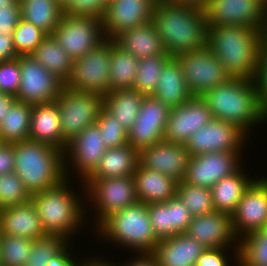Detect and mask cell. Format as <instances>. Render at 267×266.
<instances>
[{"label": "cell", "mask_w": 267, "mask_h": 266, "mask_svg": "<svg viewBox=\"0 0 267 266\" xmlns=\"http://www.w3.org/2000/svg\"><path fill=\"white\" fill-rule=\"evenodd\" d=\"M18 57L13 45V35L0 33V62L11 61Z\"/></svg>", "instance_id": "cell-52"}, {"label": "cell", "mask_w": 267, "mask_h": 266, "mask_svg": "<svg viewBox=\"0 0 267 266\" xmlns=\"http://www.w3.org/2000/svg\"><path fill=\"white\" fill-rule=\"evenodd\" d=\"M29 140L66 150L68 143L61 134L60 111L55 101L32 105Z\"/></svg>", "instance_id": "cell-26"}, {"label": "cell", "mask_w": 267, "mask_h": 266, "mask_svg": "<svg viewBox=\"0 0 267 266\" xmlns=\"http://www.w3.org/2000/svg\"><path fill=\"white\" fill-rule=\"evenodd\" d=\"M14 145V172L31 195L55 187L66 179L65 156L61 149L32 140Z\"/></svg>", "instance_id": "cell-5"}, {"label": "cell", "mask_w": 267, "mask_h": 266, "mask_svg": "<svg viewBox=\"0 0 267 266\" xmlns=\"http://www.w3.org/2000/svg\"><path fill=\"white\" fill-rule=\"evenodd\" d=\"M171 58L169 54H160L139 59L133 89L143 95H152L158 86L163 67Z\"/></svg>", "instance_id": "cell-37"}, {"label": "cell", "mask_w": 267, "mask_h": 266, "mask_svg": "<svg viewBox=\"0 0 267 266\" xmlns=\"http://www.w3.org/2000/svg\"><path fill=\"white\" fill-rule=\"evenodd\" d=\"M249 139L235 124L213 118L196 131L185 145L190 156L209 152H242Z\"/></svg>", "instance_id": "cell-15"}, {"label": "cell", "mask_w": 267, "mask_h": 266, "mask_svg": "<svg viewBox=\"0 0 267 266\" xmlns=\"http://www.w3.org/2000/svg\"><path fill=\"white\" fill-rule=\"evenodd\" d=\"M52 35L73 59L81 58L107 38L102 19L64 13Z\"/></svg>", "instance_id": "cell-10"}, {"label": "cell", "mask_w": 267, "mask_h": 266, "mask_svg": "<svg viewBox=\"0 0 267 266\" xmlns=\"http://www.w3.org/2000/svg\"><path fill=\"white\" fill-rule=\"evenodd\" d=\"M95 232L102 241L104 239L108 244L122 246L136 255L151 254L159 243L150 222L147 204L139 201L111 214Z\"/></svg>", "instance_id": "cell-6"}, {"label": "cell", "mask_w": 267, "mask_h": 266, "mask_svg": "<svg viewBox=\"0 0 267 266\" xmlns=\"http://www.w3.org/2000/svg\"><path fill=\"white\" fill-rule=\"evenodd\" d=\"M32 105L16 101L0 124V141L29 140Z\"/></svg>", "instance_id": "cell-36"}, {"label": "cell", "mask_w": 267, "mask_h": 266, "mask_svg": "<svg viewBox=\"0 0 267 266\" xmlns=\"http://www.w3.org/2000/svg\"><path fill=\"white\" fill-rule=\"evenodd\" d=\"M115 42L137 59L168 54L152 21L123 32Z\"/></svg>", "instance_id": "cell-29"}, {"label": "cell", "mask_w": 267, "mask_h": 266, "mask_svg": "<svg viewBox=\"0 0 267 266\" xmlns=\"http://www.w3.org/2000/svg\"><path fill=\"white\" fill-rule=\"evenodd\" d=\"M111 46L112 40L106 39L83 57L73 60L71 73L64 86L101 96L109 93Z\"/></svg>", "instance_id": "cell-8"}, {"label": "cell", "mask_w": 267, "mask_h": 266, "mask_svg": "<svg viewBox=\"0 0 267 266\" xmlns=\"http://www.w3.org/2000/svg\"><path fill=\"white\" fill-rule=\"evenodd\" d=\"M233 229L241 239L248 234L267 228V177L256 179L246 189L232 215Z\"/></svg>", "instance_id": "cell-17"}, {"label": "cell", "mask_w": 267, "mask_h": 266, "mask_svg": "<svg viewBox=\"0 0 267 266\" xmlns=\"http://www.w3.org/2000/svg\"><path fill=\"white\" fill-rule=\"evenodd\" d=\"M20 86L17 101L30 105L49 103L59 96L64 83L30 55H19Z\"/></svg>", "instance_id": "cell-14"}, {"label": "cell", "mask_w": 267, "mask_h": 266, "mask_svg": "<svg viewBox=\"0 0 267 266\" xmlns=\"http://www.w3.org/2000/svg\"><path fill=\"white\" fill-rule=\"evenodd\" d=\"M85 204L95 211L92 223L95 229L111 214L138 202L134 177L86 179ZM88 198V199H87ZM88 203H90L88 205ZM93 206V207H92Z\"/></svg>", "instance_id": "cell-7"}, {"label": "cell", "mask_w": 267, "mask_h": 266, "mask_svg": "<svg viewBox=\"0 0 267 266\" xmlns=\"http://www.w3.org/2000/svg\"><path fill=\"white\" fill-rule=\"evenodd\" d=\"M157 0H109L102 19L107 39L115 40L133 27L152 21Z\"/></svg>", "instance_id": "cell-19"}, {"label": "cell", "mask_w": 267, "mask_h": 266, "mask_svg": "<svg viewBox=\"0 0 267 266\" xmlns=\"http://www.w3.org/2000/svg\"><path fill=\"white\" fill-rule=\"evenodd\" d=\"M109 0H71L64 13L103 19Z\"/></svg>", "instance_id": "cell-47"}, {"label": "cell", "mask_w": 267, "mask_h": 266, "mask_svg": "<svg viewBox=\"0 0 267 266\" xmlns=\"http://www.w3.org/2000/svg\"><path fill=\"white\" fill-rule=\"evenodd\" d=\"M133 177L139 202L160 203L176 196L178 182L167 175L148 170L138 164Z\"/></svg>", "instance_id": "cell-27"}, {"label": "cell", "mask_w": 267, "mask_h": 266, "mask_svg": "<svg viewBox=\"0 0 267 266\" xmlns=\"http://www.w3.org/2000/svg\"><path fill=\"white\" fill-rule=\"evenodd\" d=\"M33 243V239L0 235V266H24Z\"/></svg>", "instance_id": "cell-40"}, {"label": "cell", "mask_w": 267, "mask_h": 266, "mask_svg": "<svg viewBox=\"0 0 267 266\" xmlns=\"http://www.w3.org/2000/svg\"><path fill=\"white\" fill-rule=\"evenodd\" d=\"M213 119L206 101L193 96L177 108L170 109L164 140L185 145L190 137Z\"/></svg>", "instance_id": "cell-20"}, {"label": "cell", "mask_w": 267, "mask_h": 266, "mask_svg": "<svg viewBox=\"0 0 267 266\" xmlns=\"http://www.w3.org/2000/svg\"><path fill=\"white\" fill-rule=\"evenodd\" d=\"M46 36L41 29L21 19L13 32V45L18 55H31Z\"/></svg>", "instance_id": "cell-43"}, {"label": "cell", "mask_w": 267, "mask_h": 266, "mask_svg": "<svg viewBox=\"0 0 267 266\" xmlns=\"http://www.w3.org/2000/svg\"><path fill=\"white\" fill-rule=\"evenodd\" d=\"M176 195L185 204L193 217L215 211L210 188L196 186L182 181L177 184Z\"/></svg>", "instance_id": "cell-39"}, {"label": "cell", "mask_w": 267, "mask_h": 266, "mask_svg": "<svg viewBox=\"0 0 267 266\" xmlns=\"http://www.w3.org/2000/svg\"><path fill=\"white\" fill-rule=\"evenodd\" d=\"M265 30L239 25L208 26L207 47L231 78L254 80Z\"/></svg>", "instance_id": "cell-2"}, {"label": "cell", "mask_w": 267, "mask_h": 266, "mask_svg": "<svg viewBox=\"0 0 267 266\" xmlns=\"http://www.w3.org/2000/svg\"><path fill=\"white\" fill-rule=\"evenodd\" d=\"M72 183L71 179H65L55 187L33 194L31 198L45 234L64 236L69 241L73 240V235L80 234V230L84 229L81 227L88 224L85 219L88 211L84 205V183L81 181L82 194L75 192L70 186Z\"/></svg>", "instance_id": "cell-4"}, {"label": "cell", "mask_w": 267, "mask_h": 266, "mask_svg": "<svg viewBox=\"0 0 267 266\" xmlns=\"http://www.w3.org/2000/svg\"><path fill=\"white\" fill-rule=\"evenodd\" d=\"M132 257L128 261L126 259L125 263H116V266H158L155 258L151 254H137V256L134 254Z\"/></svg>", "instance_id": "cell-53"}, {"label": "cell", "mask_w": 267, "mask_h": 266, "mask_svg": "<svg viewBox=\"0 0 267 266\" xmlns=\"http://www.w3.org/2000/svg\"><path fill=\"white\" fill-rule=\"evenodd\" d=\"M192 96L202 97L212 88L227 82L231 77L217 57L206 46L174 57Z\"/></svg>", "instance_id": "cell-11"}, {"label": "cell", "mask_w": 267, "mask_h": 266, "mask_svg": "<svg viewBox=\"0 0 267 266\" xmlns=\"http://www.w3.org/2000/svg\"><path fill=\"white\" fill-rule=\"evenodd\" d=\"M139 165L167 175L176 182L183 181L190 159L186 145L160 141L138 152Z\"/></svg>", "instance_id": "cell-21"}, {"label": "cell", "mask_w": 267, "mask_h": 266, "mask_svg": "<svg viewBox=\"0 0 267 266\" xmlns=\"http://www.w3.org/2000/svg\"><path fill=\"white\" fill-rule=\"evenodd\" d=\"M16 101L17 98L15 95L0 93V124L4 121L5 116L9 113Z\"/></svg>", "instance_id": "cell-54"}, {"label": "cell", "mask_w": 267, "mask_h": 266, "mask_svg": "<svg viewBox=\"0 0 267 266\" xmlns=\"http://www.w3.org/2000/svg\"><path fill=\"white\" fill-rule=\"evenodd\" d=\"M139 59L112 40L110 58V91L133 89Z\"/></svg>", "instance_id": "cell-35"}, {"label": "cell", "mask_w": 267, "mask_h": 266, "mask_svg": "<svg viewBox=\"0 0 267 266\" xmlns=\"http://www.w3.org/2000/svg\"><path fill=\"white\" fill-rule=\"evenodd\" d=\"M69 242L64 236L49 234L34 240L24 266H46Z\"/></svg>", "instance_id": "cell-41"}, {"label": "cell", "mask_w": 267, "mask_h": 266, "mask_svg": "<svg viewBox=\"0 0 267 266\" xmlns=\"http://www.w3.org/2000/svg\"><path fill=\"white\" fill-rule=\"evenodd\" d=\"M173 4H178L186 7H193L205 11L209 0H163Z\"/></svg>", "instance_id": "cell-55"}, {"label": "cell", "mask_w": 267, "mask_h": 266, "mask_svg": "<svg viewBox=\"0 0 267 266\" xmlns=\"http://www.w3.org/2000/svg\"><path fill=\"white\" fill-rule=\"evenodd\" d=\"M144 96L134 89L110 91L103 96V108L128 132L136 121Z\"/></svg>", "instance_id": "cell-32"}, {"label": "cell", "mask_w": 267, "mask_h": 266, "mask_svg": "<svg viewBox=\"0 0 267 266\" xmlns=\"http://www.w3.org/2000/svg\"><path fill=\"white\" fill-rule=\"evenodd\" d=\"M58 4L65 9L71 2V0H56Z\"/></svg>", "instance_id": "cell-58"}, {"label": "cell", "mask_w": 267, "mask_h": 266, "mask_svg": "<svg viewBox=\"0 0 267 266\" xmlns=\"http://www.w3.org/2000/svg\"><path fill=\"white\" fill-rule=\"evenodd\" d=\"M15 168V145L0 141V176L13 173Z\"/></svg>", "instance_id": "cell-50"}, {"label": "cell", "mask_w": 267, "mask_h": 266, "mask_svg": "<svg viewBox=\"0 0 267 266\" xmlns=\"http://www.w3.org/2000/svg\"><path fill=\"white\" fill-rule=\"evenodd\" d=\"M73 242H69L55 257H53L46 266H83L84 261L76 260L71 251ZM70 249V250H69ZM74 256V257H73Z\"/></svg>", "instance_id": "cell-51"}, {"label": "cell", "mask_w": 267, "mask_h": 266, "mask_svg": "<svg viewBox=\"0 0 267 266\" xmlns=\"http://www.w3.org/2000/svg\"><path fill=\"white\" fill-rule=\"evenodd\" d=\"M23 20L52 35L64 14L56 0H19Z\"/></svg>", "instance_id": "cell-33"}, {"label": "cell", "mask_w": 267, "mask_h": 266, "mask_svg": "<svg viewBox=\"0 0 267 266\" xmlns=\"http://www.w3.org/2000/svg\"><path fill=\"white\" fill-rule=\"evenodd\" d=\"M30 56L48 71L52 72L63 83L68 79L73 59L57 43L53 35H47Z\"/></svg>", "instance_id": "cell-34"}, {"label": "cell", "mask_w": 267, "mask_h": 266, "mask_svg": "<svg viewBox=\"0 0 267 266\" xmlns=\"http://www.w3.org/2000/svg\"><path fill=\"white\" fill-rule=\"evenodd\" d=\"M139 164L138 151L130 144L108 148L87 179L132 176Z\"/></svg>", "instance_id": "cell-31"}, {"label": "cell", "mask_w": 267, "mask_h": 266, "mask_svg": "<svg viewBox=\"0 0 267 266\" xmlns=\"http://www.w3.org/2000/svg\"><path fill=\"white\" fill-rule=\"evenodd\" d=\"M238 266H267V228L239 239Z\"/></svg>", "instance_id": "cell-38"}, {"label": "cell", "mask_w": 267, "mask_h": 266, "mask_svg": "<svg viewBox=\"0 0 267 266\" xmlns=\"http://www.w3.org/2000/svg\"><path fill=\"white\" fill-rule=\"evenodd\" d=\"M242 166L231 176H227L214 184L210 189L215 211L232 216L246 189L256 179L250 177ZM245 173V174H244Z\"/></svg>", "instance_id": "cell-28"}, {"label": "cell", "mask_w": 267, "mask_h": 266, "mask_svg": "<svg viewBox=\"0 0 267 266\" xmlns=\"http://www.w3.org/2000/svg\"><path fill=\"white\" fill-rule=\"evenodd\" d=\"M107 149L97 124L86 127L68 142L64 151L66 179L76 177L84 182L98 167ZM72 172H75V177L71 175L74 174Z\"/></svg>", "instance_id": "cell-12"}, {"label": "cell", "mask_w": 267, "mask_h": 266, "mask_svg": "<svg viewBox=\"0 0 267 266\" xmlns=\"http://www.w3.org/2000/svg\"><path fill=\"white\" fill-rule=\"evenodd\" d=\"M21 19L19 1L12 7L0 8V33L13 35Z\"/></svg>", "instance_id": "cell-49"}, {"label": "cell", "mask_w": 267, "mask_h": 266, "mask_svg": "<svg viewBox=\"0 0 267 266\" xmlns=\"http://www.w3.org/2000/svg\"><path fill=\"white\" fill-rule=\"evenodd\" d=\"M19 0H0V8L3 7H12L14 6Z\"/></svg>", "instance_id": "cell-57"}, {"label": "cell", "mask_w": 267, "mask_h": 266, "mask_svg": "<svg viewBox=\"0 0 267 266\" xmlns=\"http://www.w3.org/2000/svg\"><path fill=\"white\" fill-rule=\"evenodd\" d=\"M100 254L98 255V257L94 256V257H90L88 260L85 258L84 259V263L83 266H116L115 261H108L106 260V258H99ZM104 259V260H103Z\"/></svg>", "instance_id": "cell-56"}, {"label": "cell", "mask_w": 267, "mask_h": 266, "mask_svg": "<svg viewBox=\"0 0 267 266\" xmlns=\"http://www.w3.org/2000/svg\"><path fill=\"white\" fill-rule=\"evenodd\" d=\"M238 249L239 248H207L198 258L196 266H230L232 263L237 266L239 261ZM228 250L229 252L233 250L231 253L233 252L232 254L235 256L231 254V257H229ZM230 261H232V263H230Z\"/></svg>", "instance_id": "cell-46"}, {"label": "cell", "mask_w": 267, "mask_h": 266, "mask_svg": "<svg viewBox=\"0 0 267 266\" xmlns=\"http://www.w3.org/2000/svg\"><path fill=\"white\" fill-rule=\"evenodd\" d=\"M0 235L33 240L46 235L32 200L0 210Z\"/></svg>", "instance_id": "cell-24"}, {"label": "cell", "mask_w": 267, "mask_h": 266, "mask_svg": "<svg viewBox=\"0 0 267 266\" xmlns=\"http://www.w3.org/2000/svg\"><path fill=\"white\" fill-rule=\"evenodd\" d=\"M265 37L267 38V26H266V30H265Z\"/></svg>", "instance_id": "cell-59"}, {"label": "cell", "mask_w": 267, "mask_h": 266, "mask_svg": "<svg viewBox=\"0 0 267 266\" xmlns=\"http://www.w3.org/2000/svg\"><path fill=\"white\" fill-rule=\"evenodd\" d=\"M255 82L261 94L263 105L267 110V38L261 43L258 53V68Z\"/></svg>", "instance_id": "cell-48"}, {"label": "cell", "mask_w": 267, "mask_h": 266, "mask_svg": "<svg viewBox=\"0 0 267 266\" xmlns=\"http://www.w3.org/2000/svg\"><path fill=\"white\" fill-rule=\"evenodd\" d=\"M170 109L153 95H145L132 128L128 144L138 152L164 140Z\"/></svg>", "instance_id": "cell-18"}, {"label": "cell", "mask_w": 267, "mask_h": 266, "mask_svg": "<svg viewBox=\"0 0 267 266\" xmlns=\"http://www.w3.org/2000/svg\"><path fill=\"white\" fill-rule=\"evenodd\" d=\"M102 132L103 140L107 148L121 147L128 144V132L121 124L104 108L100 111L96 121Z\"/></svg>", "instance_id": "cell-44"}, {"label": "cell", "mask_w": 267, "mask_h": 266, "mask_svg": "<svg viewBox=\"0 0 267 266\" xmlns=\"http://www.w3.org/2000/svg\"><path fill=\"white\" fill-rule=\"evenodd\" d=\"M185 234L197 240L206 249L239 248V239L233 229L232 216L225 213L214 211L193 217Z\"/></svg>", "instance_id": "cell-22"}, {"label": "cell", "mask_w": 267, "mask_h": 266, "mask_svg": "<svg viewBox=\"0 0 267 266\" xmlns=\"http://www.w3.org/2000/svg\"><path fill=\"white\" fill-rule=\"evenodd\" d=\"M206 248L185 233L159 240L151 255L158 266H196Z\"/></svg>", "instance_id": "cell-25"}, {"label": "cell", "mask_w": 267, "mask_h": 266, "mask_svg": "<svg viewBox=\"0 0 267 266\" xmlns=\"http://www.w3.org/2000/svg\"><path fill=\"white\" fill-rule=\"evenodd\" d=\"M55 102L60 111L61 134L67 143L86 127L95 124L103 109V96L65 86Z\"/></svg>", "instance_id": "cell-9"}, {"label": "cell", "mask_w": 267, "mask_h": 266, "mask_svg": "<svg viewBox=\"0 0 267 266\" xmlns=\"http://www.w3.org/2000/svg\"><path fill=\"white\" fill-rule=\"evenodd\" d=\"M202 98L214 119L235 124L248 137L253 127L267 122V110L255 80L230 78L207 91Z\"/></svg>", "instance_id": "cell-1"}, {"label": "cell", "mask_w": 267, "mask_h": 266, "mask_svg": "<svg viewBox=\"0 0 267 266\" xmlns=\"http://www.w3.org/2000/svg\"><path fill=\"white\" fill-rule=\"evenodd\" d=\"M152 95L169 109L177 108L193 97L188 90L179 62L174 57L163 67L158 86Z\"/></svg>", "instance_id": "cell-30"}, {"label": "cell", "mask_w": 267, "mask_h": 266, "mask_svg": "<svg viewBox=\"0 0 267 266\" xmlns=\"http://www.w3.org/2000/svg\"><path fill=\"white\" fill-rule=\"evenodd\" d=\"M152 22L171 57L207 46L205 11L157 0Z\"/></svg>", "instance_id": "cell-3"}, {"label": "cell", "mask_w": 267, "mask_h": 266, "mask_svg": "<svg viewBox=\"0 0 267 266\" xmlns=\"http://www.w3.org/2000/svg\"><path fill=\"white\" fill-rule=\"evenodd\" d=\"M20 80L19 57L11 61L0 62V93L16 95Z\"/></svg>", "instance_id": "cell-45"}, {"label": "cell", "mask_w": 267, "mask_h": 266, "mask_svg": "<svg viewBox=\"0 0 267 266\" xmlns=\"http://www.w3.org/2000/svg\"><path fill=\"white\" fill-rule=\"evenodd\" d=\"M147 208L158 240L185 233L193 218L177 195L166 202L147 204Z\"/></svg>", "instance_id": "cell-23"}, {"label": "cell", "mask_w": 267, "mask_h": 266, "mask_svg": "<svg viewBox=\"0 0 267 266\" xmlns=\"http://www.w3.org/2000/svg\"><path fill=\"white\" fill-rule=\"evenodd\" d=\"M244 152H209L190 156L183 182L211 188L242 165Z\"/></svg>", "instance_id": "cell-16"}, {"label": "cell", "mask_w": 267, "mask_h": 266, "mask_svg": "<svg viewBox=\"0 0 267 266\" xmlns=\"http://www.w3.org/2000/svg\"><path fill=\"white\" fill-rule=\"evenodd\" d=\"M205 16L208 26L266 29L267 0H209Z\"/></svg>", "instance_id": "cell-13"}, {"label": "cell", "mask_w": 267, "mask_h": 266, "mask_svg": "<svg viewBox=\"0 0 267 266\" xmlns=\"http://www.w3.org/2000/svg\"><path fill=\"white\" fill-rule=\"evenodd\" d=\"M31 198L32 195L15 172L0 176V210L29 202Z\"/></svg>", "instance_id": "cell-42"}]
</instances>
